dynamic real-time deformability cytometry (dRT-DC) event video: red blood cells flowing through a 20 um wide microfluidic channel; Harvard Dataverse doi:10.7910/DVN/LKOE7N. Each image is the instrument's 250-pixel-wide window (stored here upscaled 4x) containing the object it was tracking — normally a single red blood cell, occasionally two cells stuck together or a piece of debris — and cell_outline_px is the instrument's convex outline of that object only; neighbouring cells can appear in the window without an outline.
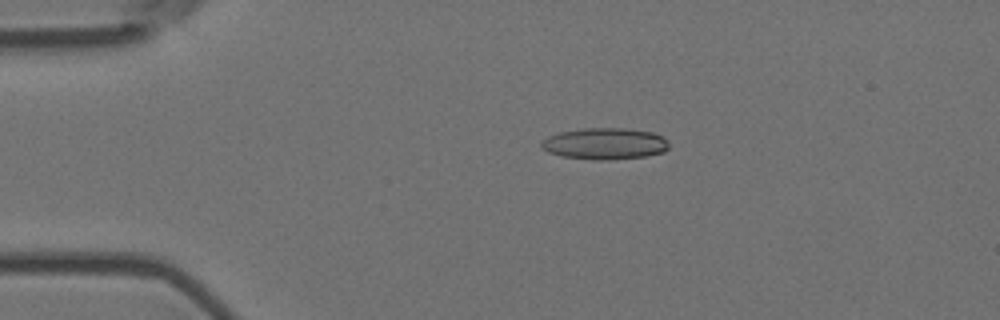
{"species": "Egyptian fruit bat (a non-hibernating species)", "species_latin": "Rousettus aegyptiacus", "temperature_condition": "room temperature", "stored_images_in_passage": 5, "camera_frame_rate_fps": 3000, "um_per_image_px": 0.085, "animal": {"sex": "female"}, "frame": {"image": 1, "passage_image": 3, "time_ms": 0.667, "image_size_px": [1000, 320], "cell_outline_px": [[668, 148], [664, 152], [644, 156], [604, 160], [592, 160], [560, 156], [548, 152], [540, 144], [540, 140], [548, 136], [560, 132], [584, 128], [628, 128], [652, 132], [664, 136], [668, 140]], "centroid_in_image_um": [51.41, 12.2], "position_along_channel_um": 33.6, "area_um2": 23.58}}
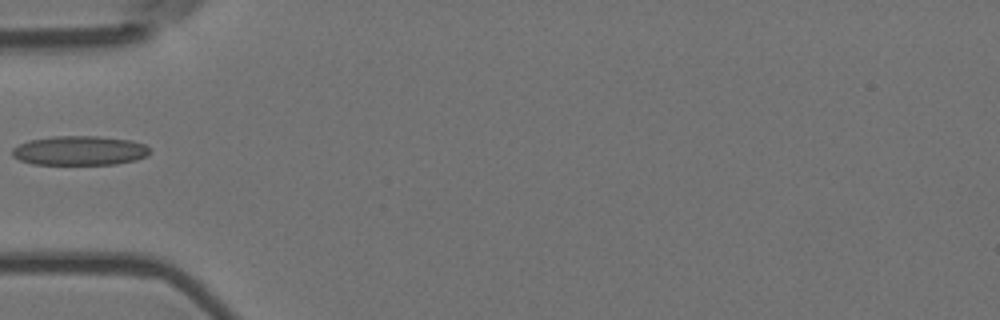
{"frame": {"image": 2, "passage_image": 5, "time_ms": 1.333, "image_size_px": [1000, 320], "cell_outline_px": [[148, 156], [136, 160], [116, 164], [32, 164], [20, 160], [12, 156], [12, 148], [28, 140], [52, 136], [96, 136], [132, 140], [144, 144], [148, 148]], "centroid_in_image_um": [6.75, 12.8], "position_along_channel_um": 78.2, "area_um2": 23.58}}